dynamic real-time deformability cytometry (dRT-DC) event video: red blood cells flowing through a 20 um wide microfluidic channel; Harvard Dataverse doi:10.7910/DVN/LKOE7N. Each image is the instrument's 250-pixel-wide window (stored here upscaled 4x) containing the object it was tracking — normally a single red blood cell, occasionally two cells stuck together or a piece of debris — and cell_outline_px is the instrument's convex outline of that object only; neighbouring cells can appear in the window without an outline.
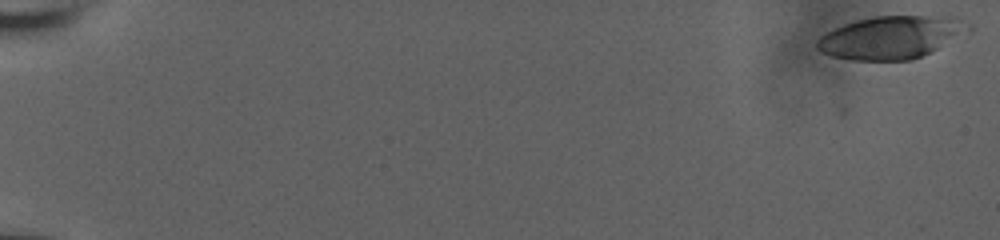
{"species": "human", "species_latin": "Homo sapiens", "temperature_condition": "room temperature", "stored_images_in_passage": 59, "camera_frame_rate_fps": 3000, "um_per_image_px": 0.085, "donor": {"sex": "male"}, "frame": {"image": 1, "passage_image": 1, "time_ms": 0.0, "image_size_px": [1000, 240], "cell_outline_px": [[972, 28], [936, 48], [912, 60], [852, 60], [832, 56], [820, 52], [816, 48], [816, 40], [820, 36], [844, 24], [876, 16], [956, 16], [972, 24]], "centroid_in_image_um": [75.73, 3.16], "position_along_channel_um": 9.3, "area_um2": 37.28}}
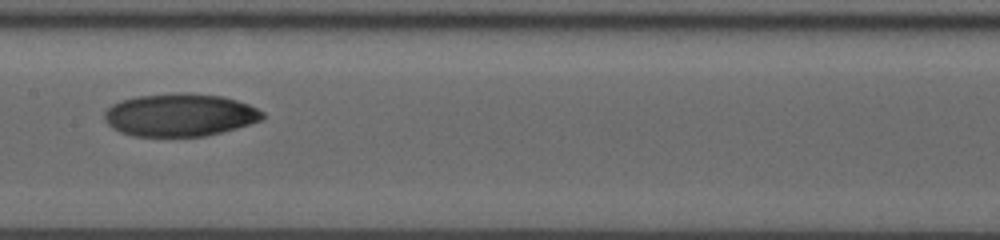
{"frame": {"image": 2, "passage_image": 33, "time_ms": 10.667, "image_size_px": [1000, 240], "cell_outline_px": [[264, 120], [236, 128], [204, 136], [132, 136], [120, 132], [112, 128], [104, 120], [104, 112], [112, 104], [120, 100], [136, 96], [176, 92], [188, 92], [224, 96], [248, 104], [264, 112]], "centroid_in_image_um": [15.28, 9.76], "position_along_channel_um": 192.1, "area_um2": 39.77}}
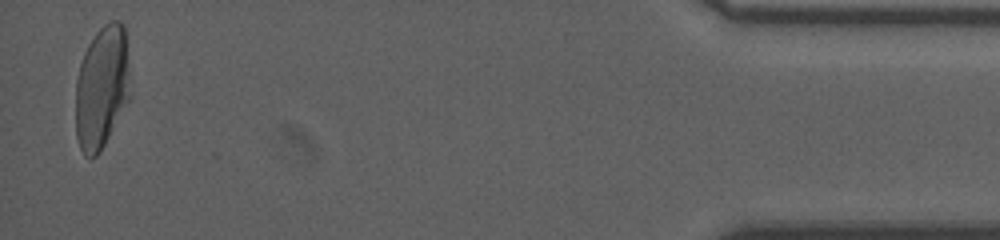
{"frame": {"image": 3, "passage_image": 58, "time_ms": 19.0, "image_size_px": [1000, 240], "cell_outline_px": [[132, 100], [100, 152], [96, 156], [84, 156], [80, 148], [76, 136], [76, 80], [80, 64], [84, 52], [88, 44], [96, 32], [104, 24], [112, 20], [120, 20], [124, 24], [132, 96]], "centroid_in_image_um": [8.7, 7.44], "position_along_channel_um": 426.5, "area_um2": 40.11}, "authors_computed_cell_mechanics": {"area_um2": 38.2058, "velocity_mm_per_s": 3.7197, "shape_relaxation_time_tau1_ms": 11.3411, "shape_relaxation_time_tau2_ms": 4.3376, "deformation_change_tau1": 0.2968, "deformation_change_tau2": 0.0699}}